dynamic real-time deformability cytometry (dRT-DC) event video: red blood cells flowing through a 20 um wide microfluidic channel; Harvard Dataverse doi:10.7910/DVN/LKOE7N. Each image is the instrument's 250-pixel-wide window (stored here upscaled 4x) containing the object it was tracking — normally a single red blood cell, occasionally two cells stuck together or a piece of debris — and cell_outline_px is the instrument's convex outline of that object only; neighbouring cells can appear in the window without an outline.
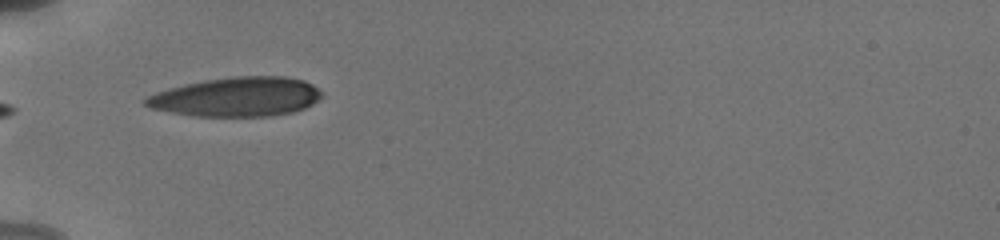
{"species": "human", "species_latin": "Homo sapiens", "temperature_condition": "cold", "stored_images_in_passage": 8, "camera_frame_rate_fps": 3000, "um_per_image_px": 0.085, "donor": {"sex": "male"}, "frame": {"image": 1, "passage_image": 1, "time_ms": 0.0, "image_size_px": [1000, 240], "cell_outline_px": [[324, 96], [312, 104], [304, 108], [292, 112], [268, 116], [192, 116], [152, 108], [144, 104], [144, 100], [148, 96], [156, 92], [168, 88], [184, 84], [204, 80], [236, 76], [288, 76], [304, 80], [312, 84]], "centroid_in_image_um": [20.13, 8.22], "position_along_channel_um": 64.9, "area_um2": 40.29}}